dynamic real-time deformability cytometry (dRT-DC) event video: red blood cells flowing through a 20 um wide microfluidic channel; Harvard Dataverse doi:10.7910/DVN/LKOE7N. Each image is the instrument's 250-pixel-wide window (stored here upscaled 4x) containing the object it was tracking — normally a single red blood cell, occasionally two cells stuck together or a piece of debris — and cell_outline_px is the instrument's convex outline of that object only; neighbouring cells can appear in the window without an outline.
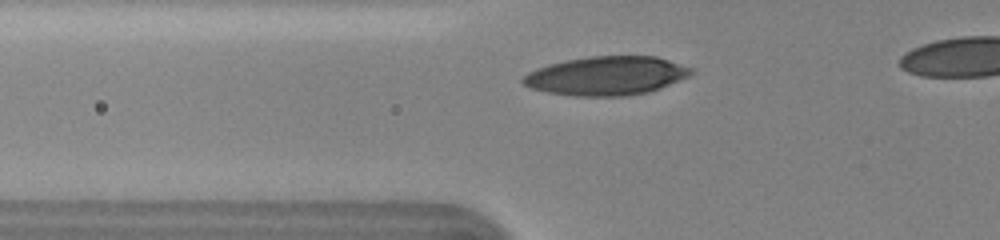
{"species": "human", "species_latin": "Homo sapiens", "temperature_condition": "cold", "stored_images_in_passage": 40, "camera_frame_rate_fps": 3000, "um_per_image_px": 0.085, "donor": {"sex": "female"}, "frame": {"image": 1, "passage_image": 12, "time_ms": 3.667, "image_size_px": [1000, 240], "cell_outline_px": [[692, 72], [688, 76], [660, 88], [648, 92], [624, 96], [576, 96], [548, 92], [532, 88], [524, 84], [520, 80], [528, 72], [536, 68], [548, 64], [568, 60], [592, 56], [656, 56], [692, 68]], "centroid_in_image_um": [51.52, 6.44], "position_along_channel_um": 74.3, "area_um2": 37.69}, "authors_computed_cell_mechanics": {"area_um2": 36.6452, "velocity_mm_per_s": 3.62, "shape_relaxation_time_tau1_ms": 5.03, "shape_relaxation_time_tau2_ms": 0.8841, "deformation_change_tau1": 0.1615, "deformation_change_tau2": 0.0481}}